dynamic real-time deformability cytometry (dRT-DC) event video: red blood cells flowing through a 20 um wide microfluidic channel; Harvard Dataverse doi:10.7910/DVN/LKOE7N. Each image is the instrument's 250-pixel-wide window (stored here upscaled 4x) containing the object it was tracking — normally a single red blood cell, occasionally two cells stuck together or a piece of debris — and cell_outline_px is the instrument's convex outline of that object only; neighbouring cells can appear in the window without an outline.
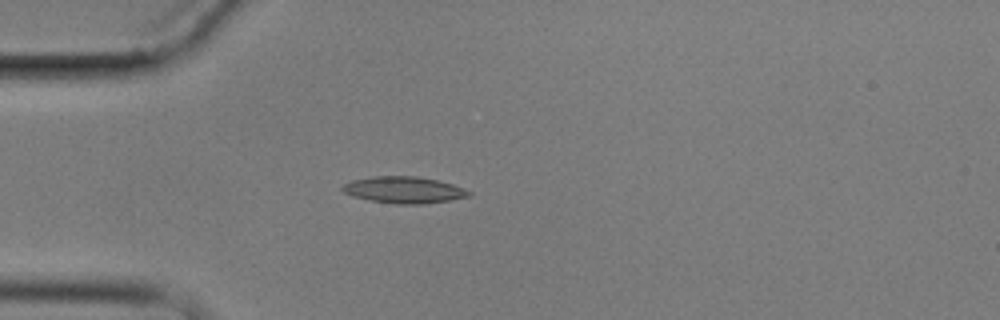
{"species": "common noctule bat (a hibernating species)", "species_latin": "Nyctalus noctula", "temperature_condition": "cold", "stored_images_in_passage": 6, "camera_frame_rate_fps": 3000, "um_per_image_px": 0.085, "animal": {"sex": "male", "body_mass_g": 17.9}, "frame": {"image": 1, "passage_image": 5, "time_ms": 4.667, "image_size_px": [1000, 320], "cell_outline_px": [[472, 196], [424, 204], [396, 204], [368, 200], [352, 196], [344, 192], [340, 188], [344, 184], [352, 180], [372, 176], [416, 176], [436, 180], [452, 184], [472, 192]], "centroid_in_image_um": [34.31, 16.14], "position_along_channel_um": 50.7, "area_um2": 19.59}}